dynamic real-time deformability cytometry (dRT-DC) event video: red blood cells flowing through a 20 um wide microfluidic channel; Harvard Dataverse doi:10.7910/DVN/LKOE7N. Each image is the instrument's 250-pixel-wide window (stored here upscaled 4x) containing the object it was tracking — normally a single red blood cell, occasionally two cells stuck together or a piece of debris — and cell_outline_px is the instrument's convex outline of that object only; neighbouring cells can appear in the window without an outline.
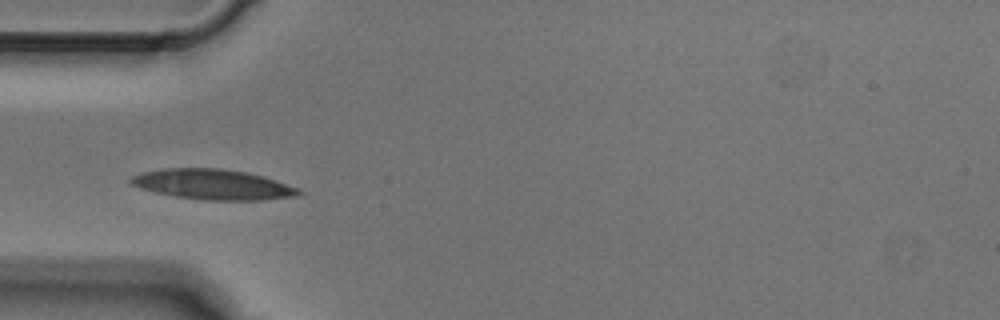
{"species": "Egyptian fruit bat (a non-hibernating species)", "species_latin": "Rousettus aegyptiacus", "temperature_condition": "cold", "stored_images_in_passage": 6, "camera_frame_rate_fps": 3000, "um_per_image_px": 0.085, "animal": {"sex": "male"}, "frame": {"image": 1, "passage_image": 3, "time_ms": 0.667, "image_size_px": [1000, 320], "cell_outline_px": [[304, 192], [296, 196], [260, 200], [204, 200], [176, 196], [156, 192], [140, 188], [132, 184], [128, 180], [132, 176], [140, 172], [164, 168], [224, 168], [244, 172], [260, 176], [300, 188]], "centroid_in_image_um": [18.07, 15.67], "position_along_channel_um": 66.9, "area_um2": 29.42}}
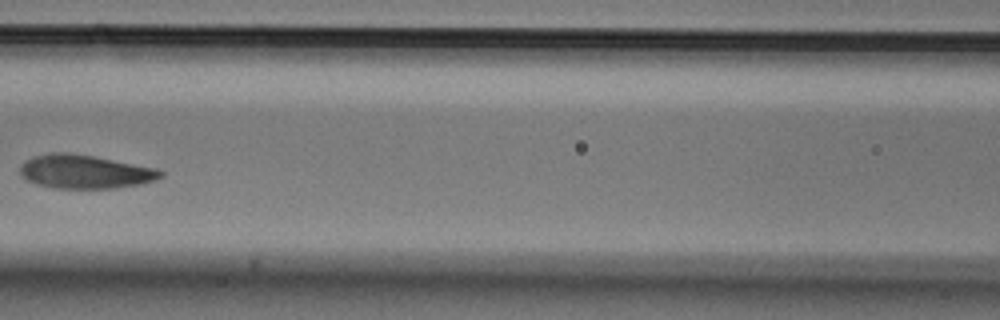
{"frame": {"image": 2, "passage_image": 5, "time_ms": 1.333, "image_size_px": [1000, 320], "cell_outline_px": [[164, 176], [156, 180], [140, 184], [116, 188], [56, 188], [36, 184], [20, 176], [20, 164], [24, 160], [32, 156], [48, 152], [68, 152], [92, 156], [156, 168], [164, 172]], "centroid_in_image_um": [7.18, 14.59], "position_along_channel_um": 159.4, "area_um2": 27.74}}
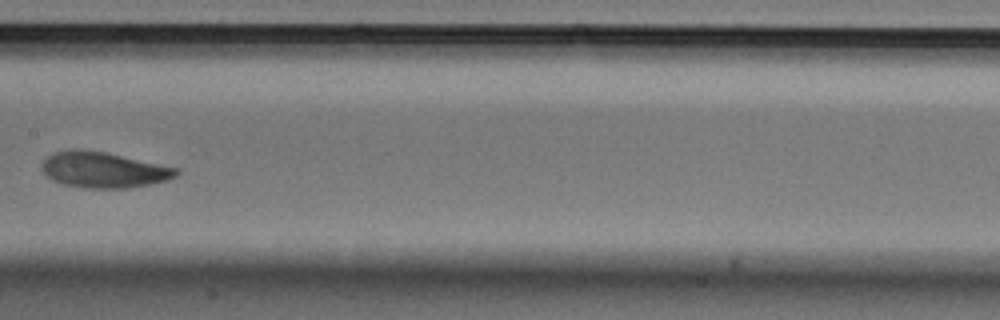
{"frame": {"image": 3, "passage_image": 6, "time_ms": 1.667, "image_size_px": [1000, 320], "cell_outline_px": [[180, 172], [176, 176], [168, 180], [128, 188], [84, 188], [64, 184], [52, 180], [40, 168], [40, 164], [52, 152], [72, 148], [80, 148], [104, 152], [180, 168]], "centroid_in_image_um": [8.78, 14.42], "position_along_channel_um": 198.6, "area_um2": 28.21}}